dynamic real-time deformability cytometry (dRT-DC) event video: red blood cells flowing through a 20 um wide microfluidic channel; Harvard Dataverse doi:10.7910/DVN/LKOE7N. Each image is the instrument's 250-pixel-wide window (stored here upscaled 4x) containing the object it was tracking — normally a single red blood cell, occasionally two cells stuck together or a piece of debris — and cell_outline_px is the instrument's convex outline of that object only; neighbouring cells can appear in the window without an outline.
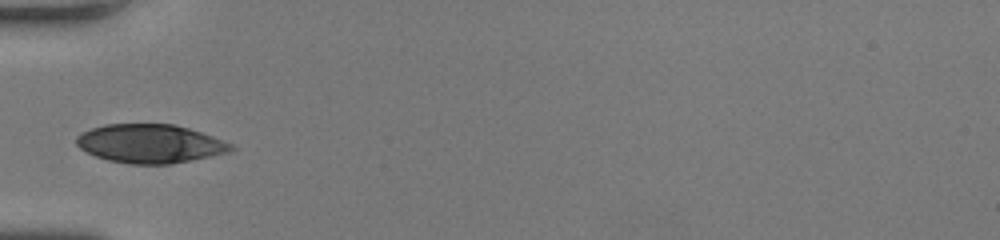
{"species": "human", "species_latin": "Homo sapiens", "temperature_condition": "room temperature", "stored_images_in_passage": 33, "camera_frame_rate_fps": 3000, "um_per_image_px": 0.085, "donor": {"sex": "female"}, "frame": {"image": 1, "passage_image": 1, "time_ms": 0.0, "image_size_px": [1000, 240], "cell_outline_px": [[236, 148], [232, 152], [172, 164], [128, 164], [108, 160], [96, 156], [80, 148], [76, 144], [76, 136], [80, 132], [104, 124], [172, 124], [188, 128], [212, 136], [232, 144]], "centroid_in_image_um": [12.76, 12.21], "position_along_channel_um": 72.2, "area_um2": 34.97}}
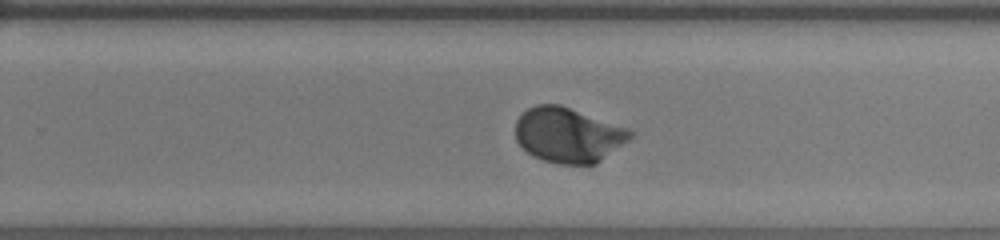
{"frame": {"image": 2, "passage_image": 16, "time_ms": 5.0, "image_size_px": [1000, 240], "cell_outline_px": [[632, 136], [628, 140], [596, 164], [556, 164], [532, 156], [516, 140], [516, 120], [528, 108], [536, 104], [560, 104], [628, 128], [632, 132]], "centroid_in_image_um": [48.28, 11.47], "position_along_channel_um": 281.5, "area_um2": 36.59}}
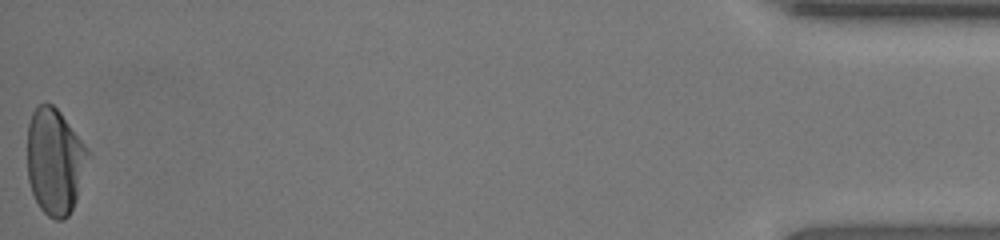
{"frame": {"image": 3, "passage_image": 33, "time_ms": 10.667, "image_size_px": [1000, 240], "cell_outline_px": [[88, 152], [76, 200], [68, 216], [64, 220], [56, 220], [48, 216], [40, 208], [32, 192], [28, 180], [28, 124], [32, 112], [44, 100], [52, 104], [60, 112], [84, 144]], "centroid_in_image_um": [4.62, 13.7], "position_along_channel_um": 430.6, "area_um2": 36.88}, "authors_computed_cell_mechanics": {"area_um2": 36.414, "velocity_mm_per_s": 4.2259, "shape_relaxation_time_tau1_ms": 2.2206, "shape_relaxation_time_tau2_ms": null, "deformation_change_tau1": 0.1763, "deformation_change_tau2": null}}